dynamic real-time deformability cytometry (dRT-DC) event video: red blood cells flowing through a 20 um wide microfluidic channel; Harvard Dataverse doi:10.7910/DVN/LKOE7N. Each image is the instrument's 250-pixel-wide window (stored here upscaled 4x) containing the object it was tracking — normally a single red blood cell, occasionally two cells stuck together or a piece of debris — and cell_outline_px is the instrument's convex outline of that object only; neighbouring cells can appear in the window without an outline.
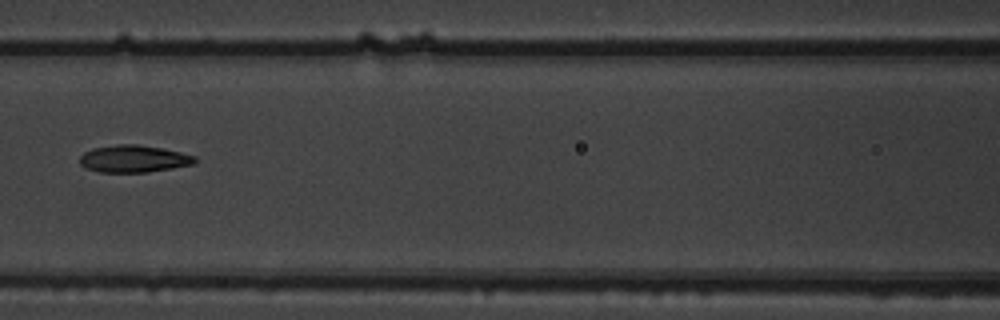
{"species": "common noctule bat (a hibernating species)", "species_latin": "Nyctalus noctula", "temperature_condition": "warm", "stored_images_in_passage": 7, "camera_frame_rate_fps": 3000, "um_per_image_px": 0.085, "animal": {"sex": "male", "body_mass_g": 19.5, "forearm_length_mm": 54.6}, "frame": {"image": 1, "passage_image": 6, "time_ms": 1.667, "image_size_px": [1000, 320], "cell_outline_px": [[196, 160], [192, 164], [172, 168], [148, 172], [100, 172], [84, 168], [80, 164], [80, 156], [84, 152], [92, 148], [116, 144], [136, 144], [160, 148], [180, 152], [196, 156]], "centroid_in_image_um": [11.32, 13.49], "position_along_channel_um": 155.3, "area_um2": 18.21}}
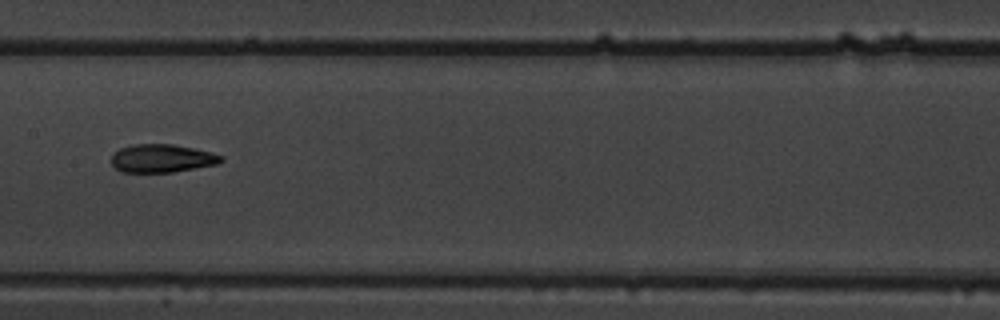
{"frame": {"image": 2, "passage_image": 7, "time_ms": 2.0, "image_size_px": [1000, 320], "cell_outline_px": [[224, 160], [216, 164], [172, 172], [120, 172], [112, 164], [112, 152], [120, 148], [136, 144], [172, 144], [196, 148], [212, 152], [224, 156]], "centroid_in_image_um": [13.77, 13.45], "position_along_channel_um": 193.6, "area_um2": 18.09}}